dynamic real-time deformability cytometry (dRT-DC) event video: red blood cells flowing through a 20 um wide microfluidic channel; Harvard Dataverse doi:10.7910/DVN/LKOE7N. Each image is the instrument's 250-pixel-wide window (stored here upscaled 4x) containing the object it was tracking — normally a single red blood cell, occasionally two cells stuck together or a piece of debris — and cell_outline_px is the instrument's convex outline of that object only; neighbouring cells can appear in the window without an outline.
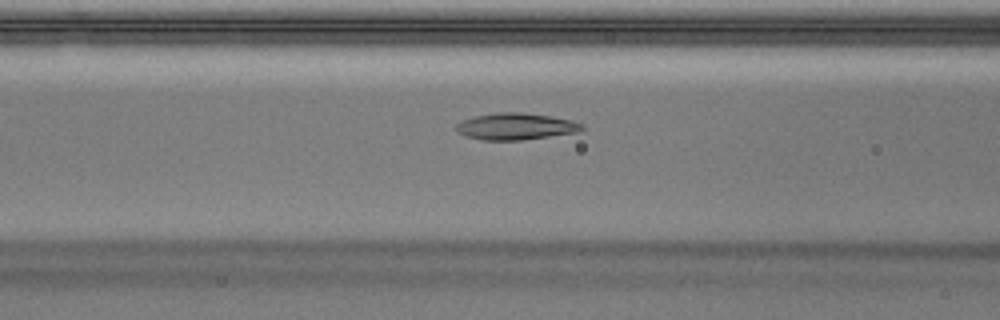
{"species": "Egyptian fruit bat (a non-hibernating species)", "species_latin": "Rousettus aegyptiacus", "temperature_condition": "warm", "stored_images_in_passage": 51, "camera_frame_rate_fps": 3000, "um_per_image_px": 0.085, "animal": {"sex": "male"}, "frame": {"image": 1, "passage_image": 21, "time_ms": 6.667, "image_size_px": [1000, 320], "cell_outline_px": [[584, 128], [580, 132], [524, 140], [480, 140], [468, 136], [460, 132], [456, 128], [456, 124], [472, 116], [500, 112], [520, 112], [552, 116], [572, 120], [584, 124]], "centroid_in_image_um": [43.9, 10.74], "position_along_channel_um": 122.7, "area_um2": 19.65}}
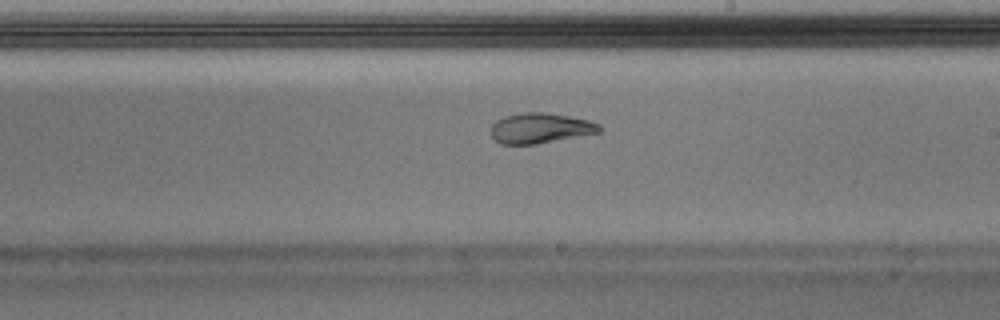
{"frame": {"image": 2, "passage_image": 30, "time_ms": 9.667, "image_size_px": [1000, 320], "cell_outline_px": [[604, 128], [600, 132], [536, 144], [500, 144], [492, 136], [492, 124], [496, 120], [504, 116], [524, 112], [544, 112], [568, 116], [588, 120], [600, 124]], "centroid_in_image_um": [45.94, 10.89], "position_along_channel_um": 243.1, "area_um2": 19.07}}
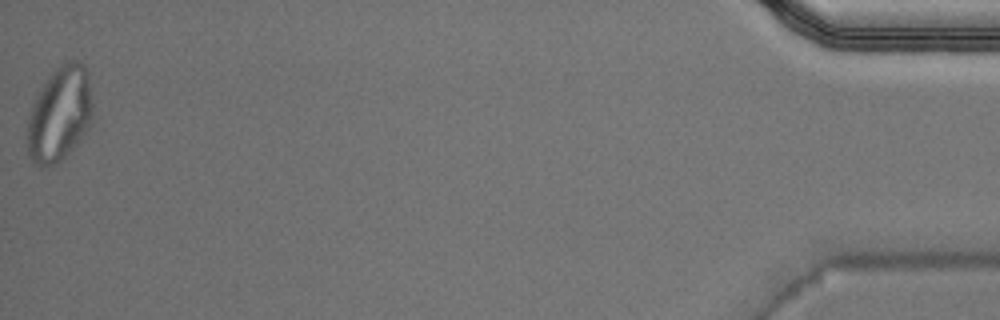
{"frame": {"image": 3, "passage_image": 51, "time_ms": 16.667, "image_size_px": [1000, 320], "cell_outline_px": [[96, 116], [92, 124], [80, 140], [56, 164], [48, 168], [40, 168], [28, 156], [24, 136], [24, 132], [28, 112], [36, 96], [48, 76], [60, 64], [68, 60], [76, 60], [84, 64], [88, 68]], "centroid_in_image_um": [5.08, 9.7], "position_along_channel_um": 430.1, "area_um2": 37.92}, "authors_computed_cell_mechanics": {"area_um2": 19.9988, "velocity_mm_per_s": 4.0111, "shape_relaxation_time_tau1_ms": null, "shape_relaxation_time_tau2_ms": 1.7175, "deformation_change_tau1": null, "deformation_change_tau2": 0.0682}}